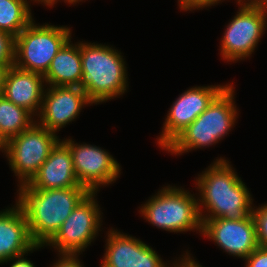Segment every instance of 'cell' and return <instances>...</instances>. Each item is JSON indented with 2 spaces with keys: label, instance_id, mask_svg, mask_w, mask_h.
<instances>
[{
  "label": "cell",
  "instance_id": "d6a6232c",
  "mask_svg": "<svg viewBox=\"0 0 267 267\" xmlns=\"http://www.w3.org/2000/svg\"><path fill=\"white\" fill-rule=\"evenodd\" d=\"M80 1H83V0H68V3L74 5V4L79 3Z\"/></svg>",
  "mask_w": 267,
  "mask_h": 267
},
{
  "label": "cell",
  "instance_id": "f1b7e54d",
  "mask_svg": "<svg viewBox=\"0 0 267 267\" xmlns=\"http://www.w3.org/2000/svg\"><path fill=\"white\" fill-rule=\"evenodd\" d=\"M252 5L258 6L267 12V0H248Z\"/></svg>",
  "mask_w": 267,
  "mask_h": 267
},
{
  "label": "cell",
  "instance_id": "7402d4cb",
  "mask_svg": "<svg viewBox=\"0 0 267 267\" xmlns=\"http://www.w3.org/2000/svg\"><path fill=\"white\" fill-rule=\"evenodd\" d=\"M15 37L0 31V65H14Z\"/></svg>",
  "mask_w": 267,
  "mask_h": 267
},
{
  "label": "cell",
  "instance_id": "4fadbf2b",
  "mask_svg": "<svg viewBox=\"0 0 267 267\" xmlns=\"http://www.w3.org/2000/svg\"><path fill=\"white\" fill-rule=\"evenodd\" d=\"M226 253L243 258L257 247L256 226L252 214L245 220L215 218L202 223V233Z\"/></svg>",
  "mask_w": 267,
  "mask_h": 267
},
{
  "label": "cell",
  "instance_id": "83f0119b",
  "mask_svg": "<svg viewBox=\"0 0 267 267\" xmlns=\"http://www.w3.org/2000/svg\"><path fill=\"white\" fill-rule=\"evenodd\" d=\"M183 257L177 262L174 261L172 266L170 265L169 267H189V252L186 251V254L182 255Z\"/></svg>",
  "mask_w": 267,
  "mask_h": 267
},
{
  "label": "cell",
  "instance_id": "7a4b0ae2",
  "mask_svg": "<svg viewBox=\"0 0 267 267\" xmlns=\"http://www.w3.org/2000/svg\"><path fill=\"white\" fill-rule=\"evenodd\" d=\"M17 192L16 203L26 216L33 242L45 246L90 191L86 187H70L50 190L18 189Z\"/></svg>",
  "mask_w": 267,
  "mask_h": 267
},
{
  "label": "cell",
  "instance_id": "ffe728a7",
  "mask_svg": "<svg viewBox=\"0 0 267 267\" xmlns=\"http://www.w3.org/2000/svg\"><path fill=\"white\" fill-rule=\"evenodd\" d=\"M27 0H0V31L15 38L34 19Z\"/></svg>",
  "mask_w": 267,
  "mask_h": 267
},
{
  "label": "cell",
  "instance_id": "cb8c5ba5",
  "mask_svg": "<svg viewBox=\"0 0 267 267\" xmlns=\"http://www.w3.org/2000/svg\"><path fill=\"white\" fill-rule=\"evenodd\" d=\"M220 2V0H178L179 8L183 11H192L205 7L209 8L210 6H214Z\"/></svg>",
  "mask_w": 267,
  "mask_h": 267
},
{
  "label": "cell",
  "instance_id": "6da1fadb",
  "mask_svg": "<svg viewBox=\"0 0 267 267\" xmlns=\"http://www.w3.org/2000/svg\"><path fill=\"white\" fill-rule=\"evenodd\" d=\"M229 163L220 157L195 179L202 223L215 218L245 220L252 214L250 191Z\"/></svg>",
  "mask_w": 267,
  "mask_h": 267
},
{
  "label": "cell",
  "instance_id": "52a82bcc",
  "mask_svg": "<svg viewBox=\"0 0 267 267\" xmlns=\"http://www.w3.org/2000/svg\"><path fill=\"white\" fill-rule=\"evenodd\" d=\"M59 140L55 132L35 122L8 141L6 157L11 170L18 176V186L30 182Z\"/></svg>",
  "mask_w": 267,
  "mask_h": 267
},
{
  "label": "cell",
  "instance_id": "8992f818",
  "mask_svg": "<svg viewBox=\"0 0 267 267\" xmlns=\"http://www.w3.org/2000/svg\"><path fill=\"white\" fill-rule=\"evenodd\" d=\"M71 34L70 27L40 25L33 20L15 38L14 66L44 75Z\"/></svg>",
  "mask_w": 267,
  "mask_h": 267
},
{
  "label": "cell",
  "instance_id": "1f68e13d",
  "mask_svg": "<svg viewBox=\"0 0 267 267\" xmlns=\"http://www.w3.org/2000/svg\"><path fill=\"white\" fill-rule=\"evenodd\" d=\"M190 255L191 254L189 253V267H203L202 265H200L195 261L196 259H192L194 257L193 256L191 257Z\"/></svg>",
  "mask_w": 267,
  "mask_h": 267
},
{
  "label": "cell",
  "instance_id": "3957f363",
  "mask_svg": "<svg viewBox=\"0 0 267 267\" xmlns=\"http://www.w3.org/2000/svg\"><path fill=\"white\" fill-rule=\"evenodd\" d=\"M81 88L93 104L123 95L128 87L125 61L121 52L109 45L80 41Z\"/></svg>",
  "mask_w": 267,
  "mask_h": 267
},
{
  "label": "cell",
  "instance_id": "44dd1931",
  "mask_svg": "<svg viewBox=\"0 0 267 267\" xmlns=\"http://www.w3.org/2000/svg\"><path fill=\"white\" fill-rule=\"evenodd\" d=\"M252 216L256 226L258 246L267 247V203L260 207H253Z\"/></svg>",
  "mask_w": 267,
  "mask_h": 267
},
{
  "label": "cell",
  "instance_id": "e0dca14e",
  "mask_svg": "<svg viewBox=\"0 0 267 267\" xmlns=\"http://www.w3.org/2000/svg\"><path fill=\"white\" fill-rule=\"evenodd\" d=\"M44 82L42 74L22 70L13 65L7 71L2 95L15 105L38 116L46 88Z\"/></svg>",
  "mask_w": 267,
  "mask_h": 267
},
{
  "label": "cell",
  "instance_id": "d6986e66",
  "mask_svg": "<svg viewBox=\"0 0 267 267\" xmlns=\"http://www.w3.org/2000/svg\"><path fill=\"white\" fill-rule=\"evenodd\" d=\"M33 118L31 112L0 95V131L7 141L30 128L36 122Z\"/></svg>",
  "mask_w": 267,
  "mask_h": 267
},
{
  "label": "cell",
  "instance_id": "484cf974",
  "mask_svg": "<svg viewBox=\"0 0 267 267\" xmlns=\"http://www.w3.org/2000/svg\"><path fill=\"white\" fill-rule=\"evenodd\" d=\"M25 255L26 254L10 258L8 260L1 262L0 264H4V263L13 261V263L11 264L10 267H35V265H34V263H32V261L27 260L26 259L27 257L24 258Z\"/></svg>",
  "mask_w": 267,
  "mask_h": 267
},
{
  "label": "cell",
  "instance_id": "f546056e",
  "mask_svg": "<svg viewBox=\"0 0 267 267\" xmlns=\"http://www.w3.org/2000/svg\"><path fill=\"white\" fill-rule=\"evenodd\" d=\"M7 144H8L7 139L3 136V134L0 131V151L4 152L5 155L7 153Z\"/></svg>",
  "mask_w": 267,
  "mask_h": 267
},
{
  "label": "cell",
  "instance_id": "8fae6325",
  "mask_svg": "<svg viewBox=\"0 0 267 267\" xmlns=\"http://www.w3.org/2000/svg\"><path fill=\"white\" fill-rule=\"evenodd\" d=\"M229 85L192 87L173 102L157 138L158 146L165 149L185 128H187L212 101Z\"/></svg>",
  "mask_w": 267,
  "mask_h": 267
},
{
  "label": "cell",
  "instance_id": "4316f807",
  "mask_svg": "<svg viewBox=\"0 0 267 267\" xmlns=\"http://www.w3.org/2000/svg\"><path fill=\"white\" fill-rule=\"evenodd\" d=\"M11 66L13 65H0V95H2L3 92L7 71Z\"/></svg>",
  "mask_w": 267,
  "mask_h": 267
},
{
  "label": "cell",
  "instance_id": "603a6c76",
  "mask_svg": "<svg viewBox=\"0 0 267 267\" xmlns=\"http://www.w3.org/2000/svg\"><path fill=\"white\" fill-rule=\"evenodd\" d=\"M244 260L246 267H267V247L258 246Z\"/></svg>",
  "mask_w": 267,
  "mask_h": 267
},
{
  "label": "cell",
  "instance_id": "836d02e7",
  "mask_svg": "<svg viewBox=\"0 0 267 267\" xmlns=\"http://www.w3.org/2000/svg\"><path fill=\"white\" fill-rule=\"evenodd\" d=\"M221 2H223L224 0H220ZM240 1H248V0H237V2H240Z\"/></svg>",
  "mask_w": 267,
  "mask_h": 267
},
{
  "label": "cell",
  "instance_id": "2e32d148",
  "mask_svg": "<svg viewBox=\"0 0 267 267\" xmlns=\"http://www.w3.org/2000/svg\"><path fill=\"white\" fill-rule=\"evenodd\" d=\"M15 205L0 211V263L43 247L33 242L26 216Z\"/></svg>",
  "mask_w": 267,
  "mask_h": 267
},
{
  "label": "cell",
  "instance_id": "9c48e42d",
  "mask_svg": "<svg viewBox=\"0 0 267 267\" xmlns=\"http://www.w3.org/2000/svg\"><path fill=\"white\" fill-rule=\"evenodd\" d=\"M238 5L240 8L226 26L219 49L221 57L227 62L251 57L267 27L265 10L248 1H240Z\"/></svg>",
  "mask_w": 267,
  "mask_h": 267
},
{
  "label": "cell",
  "instance_id": "ba28073f",
  "mask_svg": "<svg viewBox=\"0 0 267 267\" xmlns=\"http://www.w3.org/2000/svg\"><path fill=\"white\" fill-rule=\"evenodd\" d=\"M97 192H89L62 223L55 236L46 244L61 254L80 255L101 228L100 206L95 199Z\"/></svg>",
  "mask_w": 267,
  "mask_h": 267
},
{
  "label": "cell",
  "instance_id": "30bf717a",
  "mask_svg": "<svg viewBox=\"0 0 267 267\" xmlns=\"http://www.w3.org/2000/svg\"><path fill=\"white\" fill-rule=\"evenodd\" d=\"M70 149L74 172L80 185L90 192L112 184L121 174V166L108 151L90 144H78L71 138L63 139Z\"/></svg>",
  "mask_w": 267,
  "mask_h": 267
},
{
  "label": "cell",
  "instance_id": "4dcf8cb0",
  "mask_svg": "<svg viewBox=\"0 0 267 267\" xmlns=\"http://www.w3.org/2000/svg\"><path fill=\"white\" fill-rule=\"evenodd\" d=\"M31 2L34 1L36 3L44 4L45 6L52 7L54 4H56L59 0H30ZM64 2L68 3V0H64Z\"/></svg>",
  "mask_w": 267,
  "mask_h": 267
},
{
  "label": "cell",
  "instance_id": "5b68a950",
  "mask_svg": "<svg viewBox=\"0 0 267 267\" xmlns=\"http://www.w3.org/2000/svg\"><path fill=\"white\" fill-rule=\"evenodd\" d=\"M140 214L159 229L183 233H202V222L197 197L182 187L165 186L154 196L141 204Z\"/></svg>",
  "mask_w": 267,
  "mask_h": 267
},
{
  "label": "cell",
  "instance_id": "277c9868",
  "mask_svg": "<svg viewBox=\"0 0 267 267\" xmlns=\"http://www.w3.org/2000/svg\"><path fill=\"white\" fill-rule=\"evenodd\" d=\"M233 86L229 84L164 150L182 155L192 149L215 145L229 134L238 118Z\"/></svg>",
  "mask_w": 267,
  "mask_h": 267
},
{
  "label": "cell",
  "instance_id": "d4e9b609",
  "mask_svg": "<svg viewBox=\"0 0 267 267\" xmlns=\"http://www.w3.org/2000/svg\"><path fill=\"white\" fill-rule=\"evenodd\" d=\"M79 255L61 254L51 267H83L82 262L78 259Z\"/></svg>",
  "mask_w": 267,
  "mask_h": 267
},
{
  "label": "cell",
  "instance_id": "9a60e30c",
  "mask_svg": "<svg viewBox=\"0 0 267 267\" xmlns=\"http://www.w3.org/2000/svg\"><path fill=\"white\" fill-rule=\"evenodd\" d=\"M70 187H85L80 185L74 172L72 155L63 140H59L51 149L46 161L28 184L19 189H63Z\"/></svg>",
  "mask_w": 267,
  "mask_h": 267
},
{
  "label": "cell",
  "instance_id": "ac0fdd59",
  "mask_svg": "<svg viewBox=\"0 0 267 267\" xmlns=\"http://www.w3.org/2000/svg\"><path fill=\"white\" fill-rule=\"evenodd\" d=\"M47 86L81 87L82 61L80 42L71 43V39L58 51L50 67L43 75Z\"/></svg>",
  "mask_w": 267,
  "mask_h": 267
},
{
  "label": "cell",
  "instance_id": "5bb4252c",
  "mask_svg": "<svg viewBox=\"0 0 267 267\" xmlns=\"http://www.w3.org/2000/svg\"><path fill=\"white\" fill-rule=\"evenodd\" d=\"M100 267H169L149 245L115 229L107 232Z\"/></svg>",
  "mask_w": 267,
  "mask_h": 267
},
{
  "label": "cell",
  "instance_id": "7c38bea8",
  "mask_svg": "<svg viewBox=\"0 0 267 267\" xmlns=\"http://www.w3.org/2000/svg\"><path fill=\"white\" fill-rule=\"evenodd\" d=\"M89 104L93 103L81 87L47 86L43 93L41 111L37 116L40 119L36 122L56 133L74 121L82 108Z\"/></svg>",
  "mask_w": 267,
  "mask_h": 267
}]
</instances>
